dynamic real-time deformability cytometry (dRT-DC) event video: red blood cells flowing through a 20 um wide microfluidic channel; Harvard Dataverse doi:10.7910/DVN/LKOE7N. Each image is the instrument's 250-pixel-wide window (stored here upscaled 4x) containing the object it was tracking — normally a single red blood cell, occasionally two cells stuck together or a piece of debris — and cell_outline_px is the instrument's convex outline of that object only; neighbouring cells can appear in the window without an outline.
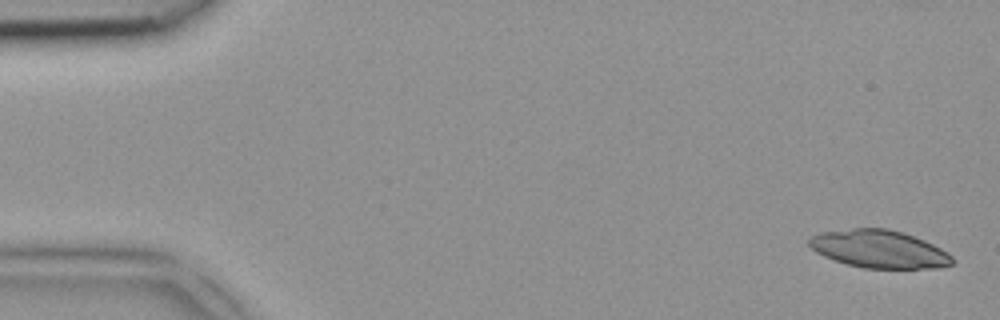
{"species": "common noctule bat (a hibernating species)", "species_latin": "Nyctalus noctula", "temperature_condition": "room temperature", "stored_images_in_passage": 4, "segment_of_instrument_passage": [1, 2], "camera_frame_rate_fps": 3000, "um_per_image_px": 0.085, "animal": {"sex": "female", "body_mass_g": 18.4}, "frame": {"image": 1, "passage_image": 1, "time_ms": 0.0, "image_size_px": [1000, 320], "cell_outline_px": [[956, 260], [952, 264], [940, 268], [864, 268], [848, 264], [824, 256], [816, 252], [808, 244], [808, 240], [812, 236], [820, 232], [852, 228], [888, 228], [904, 232], [924, 240], [948, 252]], "centroid_in_image_um": [74.75, 21.16], "position_along_channel_um": 10.2, "area_um2": 31.62}}